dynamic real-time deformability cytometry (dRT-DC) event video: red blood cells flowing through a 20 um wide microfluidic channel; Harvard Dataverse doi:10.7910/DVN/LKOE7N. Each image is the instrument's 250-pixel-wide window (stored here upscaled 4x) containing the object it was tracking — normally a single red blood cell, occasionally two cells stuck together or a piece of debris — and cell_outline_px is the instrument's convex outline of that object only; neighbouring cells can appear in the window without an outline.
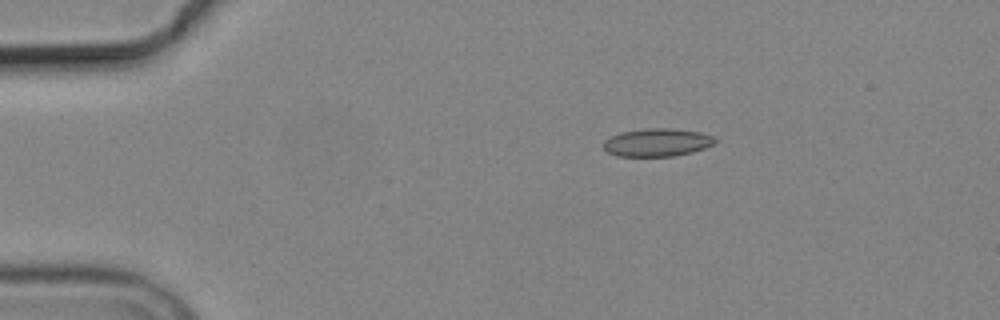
{"species": "common noctule bat (a hibernating species)", "species_latin": "Nyctalus noctula", "temperature_condition": "cold", "stored_images_in_passage": 5, "camera_frame_rate_fps": 3000, "um_per_image_px": 0.085, "animal": {"sex": "male", "body_mass_g": 19.2, "forearm_length_mm": 51.8}, "frame": {"image": 1, "passage_image": 3, "time_ms": 3.333, "image_size_px": [1000, 320], "cell_outline_px": [[720, 140], [704, 148], [692, 152], [676, 156], [616, 156], [608, 152], [604, 148], [604, 140], [620, 132], [644, 128], [668, 128], [700, 132], [712, 136]], "centroid_in_image_um": [55.86, 12.1], "position_along_channel_um": 29.1, "area_um2": 18.21}}